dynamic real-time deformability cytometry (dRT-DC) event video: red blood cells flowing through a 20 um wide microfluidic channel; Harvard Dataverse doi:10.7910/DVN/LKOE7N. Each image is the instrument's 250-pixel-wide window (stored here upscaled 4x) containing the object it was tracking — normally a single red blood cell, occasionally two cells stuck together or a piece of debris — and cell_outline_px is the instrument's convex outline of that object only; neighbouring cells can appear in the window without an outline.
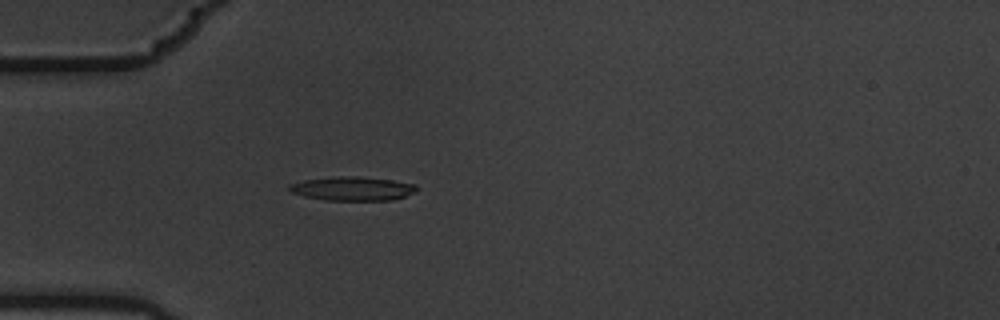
{"species": "common noctule bat (a hibernating species)", "species_latin": "Nyctalus noctula", "temperature_condition": "warm", "stored_images_in_passage": 4, "camera_frame_rate_fps": 3000, "um_per_image_px": 0.085, "animal": {"sex": "male", "body_mass_g": 19.5, "forearm_length_mm": 54.6}, "frame": {"image": 1, "passage_image": 4, "time_ms": 1.0, "image_size_px": [1000, 320], "cell_outline_px": [[420, 188], [416, 192], [392, 200], [324, 200], [304, 196], [292, 192], [288, 188], [288, 184], [304, 180], [336, 176], [356, 176], [392, 180], [416, 184]], "centroid_in_image_um": [29.99, 16.03], "position_along_channel_um": 55.0, "area_um2": 17.8}}